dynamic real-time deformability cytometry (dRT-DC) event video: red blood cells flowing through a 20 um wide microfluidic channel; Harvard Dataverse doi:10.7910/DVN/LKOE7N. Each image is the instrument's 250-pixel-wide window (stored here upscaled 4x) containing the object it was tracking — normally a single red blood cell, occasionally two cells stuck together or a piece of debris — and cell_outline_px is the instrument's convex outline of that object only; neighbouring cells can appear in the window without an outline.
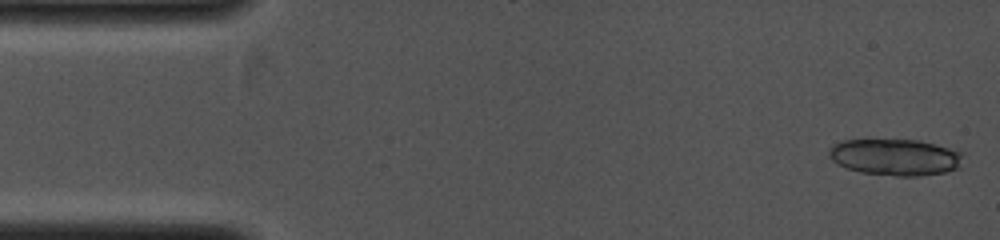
{"species": "common noctule bat (a hibernating species)", "species_latin": "Nyctalus noctula", "temperature_condition": "cold", "stored_images_in_passage": 10, "camera_frame_rate_fps": 4000, "um_per_image_px": 0.085, "animal": {"sex": "female", "body_mass_g": 19.0, "forearm_length_mm": 53.3}, "frame": {"image": 1, "passage_image": 1, "time_ms": 0.0, "image_size_px": [1000, 240], "cell_outline_px": [[964, 152], [960, 168], [944, 172], [920, 176], [896, 176], [860, 172], [836, 164], [828, 156], [828, 148], [832, 144], [844, 140], [916, 140], [936, 144]], "centroid_in_image_um": [76.1, 13.36], "position_along_channel_um": 8.9, "area_um2": 28.78}}